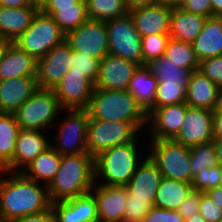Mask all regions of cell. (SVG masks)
Returning <instances> with one entry per match:
<instances>
[{"mask_svg":"<svg viewBox=\"0 0 222 222\" xmlns=\"http://www.w3.org/2000/svg\"><path fill=\"white\" fill-rule=\"evenodd\" d=\"M192 191L191 183L163 177L154 199V207L177 210L180 203Z\"/></svg>","mask_w":222,"mask_h":222,"instance_id":"f546056e","label":"cell"},{"mask_svg":"<svg viewBox=\"0 0 222 222\" xmlns=\"http://www.w3.org/2000/svg\"><path fill=\"white\" fill-rule=\"evenodd\" d=\"M67 113L59 123L58 136H54L56 145L51 147L61 156L87 153L86 133L89 113L86 109H63ZM58 139V140H57Z\"/></svg>","mask_w":222,"mask_h":222,"instance_id":"30bf717a","label":"cell"},{"mask_svg":"<svg viewBox=\"0 0 222 222\" xmlns=\"http://www.w3.org/2000/svg\"><path fill=\"white\" fill-rule=\"evenodd\" d=\"M65 41L73 51H80L101 61L109 54L105 21L88 19L65 34Z\"/></svg>","mask_w":222,"mask_h":222,"instance_id":"8fae6325","label":"cell"},{"mask_svg":"<svg viewBox=\"0 0 222 222\" xmlns=\"http://www.w3.org/2000/svg\"><path fill=\"white\" fill-rule=\"evenodd\" d=\"M91 192L97 202L98 220L102 222H123L127 187L94 183Z\"/></svg>","mask_w":222,"mask_h":222,"instance_id":"ac0fdd59","label":"cell"},{"mask_svg":"<svg viewBox=\"0 0 222 222\" xmlns=\"http://www.w3.org/2000/svg\"><path fill=\"white\" fill-rule=\"evenodd\" d=\"M137 144L134 140L98 154L94 158V183L126 186L140 162L144 160L140 158Z\"/></svg>","mask_w":222,"mask_h":222,"instance_id":"277c9868","label":"cell"},{"mask_svg":"<svg viewBox=\"0 0 222 222\" xmlns=\"http://www.w3.org/2000/svg\"><path fill=\"white\" fill-rule=\"evenodd\" d=\"M198 70L222 89V55L201 60Z\"/></svg>","mask_w":222,"mask_h":222,"instance_id":"b9f144b4","label":"cell"},{"mask_svg":"<svg viewBox=\"0 0 222 222\" xmlns=\"http://www.w3.org/2000/svg\"><path fill=\"white\" fill-rule=\"evenodd\" d=\"M46 0H31L32 4L37 5L39 8L43 5Z\"/></svg>","mask_w":222,"mask_h":222,"instance_id":"91938a15","label":"cell"},{"mask_svg":"<svg viewBox=\"0 0 222 222\" xmlns=\"http://www.w3.org/2000/svg\"><path fill=\"white\" fill-rule=\"evenodd\" d=\"M45 131L20 129L13 160L3 169L9 172H21L35 158L51 146ZM20 170V171H19Z\"/></svg>","mask_w":222,"mask_h":222,"instance_id":"2e32d148","label":"cell"},{"mask_svg":"<svg viewBox=\"0 0 222 222\" xmlns=\"http://www.w3.org/2000/svg\"><path fill=\"white\" fill-rule=\"evenodd\" d=\"M184 0H158V4L169 8H180Z\"/></svg>","mask_w":222,"mask_h":222,"instance_id":"db71d44e","label":"cell"},{"mask_svg":"<svg viewBox=\"0 0 222 222\" xmlns=\"http://www.w3.org/2000/svg\"><path fill=\"white\" fill-rule=\"evenodd\" d=\"M153 207L148 198L133 197L127 190L123 222H143L144 217Z\"/></svg>","mask_w":222,"mask_h":222,"instance_id":"ab89813d","label":"cell"},{"mask_svg":"<svg viewBox=\"0 0 222 222\" xmlns=\"http://www.w3.org/2000/svg\"><path fill=\"white\" fill-rule=\"evenodd\" d=\"M63 112L53 89L38 88L14 113L20 129L45 131L53 127ZM54 122V124H53Z\"/></svg>","mask_w":222,"mask_h":222,"instance_id":"5b68a950","label":"cell"},{"mask_svg":"<svg viewBox=\"0 0 222 222\" xmlns=\"http://www.w3.org/2000/svg\"><path fill=\"white\" fill-rule=\"evenodd\" d=\"M62 156L51 146L35 158L21 173L28 179L49 186L59 170ZM41 180V181H40Z\"/></svg>","mask_w":222,"mask_h":222,"instance_id":"83f0119b","label":"cell"},{"mask_svg":"<svg viewBox=\"0 0 222 222\" xmlns=\"http://www.w3.org/2000/svg\"><path fill=\"white\" fill-rule=\"evenodd\" d=\"M65 40V33L52 16L40 9L30 26L13 43L37 61Z\"/></svg>","mask_w":222,"mask_h":222,"instance_id":"8992f818","label":"cell"},{"mask_svg":"<svg viewBox=\"0 0 222 222\" xmlns=\"http://www.w3.org/2000/svg\"><path fill=\"white\" fill-rule=\"evenodd\" d=\"M125 2L129 11L138 7L158 4V0H125Z\"/></svg>","mask_w":222,"mask_h":222,"instance_id":"f907efd6","label":"cell"},{"mask_svg":"<svg viewBox=\"0 0 222 222\" xmlns=\"http://www.w3.org/2000/svg\"><path fill=\"white\" fill-rule=\"evenodd\" d=\"M157 79L146 65L138 66L130 80L127 91L147 111L154 103Z\"/></svg>","mask_w":222,"mask_h":222,"instance_id":"f1b7e54d","label":"cell"},{"mask_svg":"<svg viewBox=\"0 0 222 222\" xmlns=\"http://www.w3.org/2000/svg\"><path fill=\"white\" fill-rule=\"evenodd\" d=\"M109 53L139 66L143 65L141 36L128 13L123 17L105 21Z\"/></svg>","mask_w":222,"mask_h":222,"instance_id":"9c48e42d","label":"cell"},{"mask_svg":"<svg viewBox=\"0 0 222 222\" xmlns=\"http://www.w3.org/2000/svg\"><path fill=\"white\" fill-rule=\"evenodd\" d=\"M213 113L214 111L186 104L184 122L173 140L188 147L212 141Z\"/></svg>","mask_w":222,"mask_h":222,"instance_id":"4fadbf2b","label":"cell"},{"mask_svg":"<svg viewBox=\"0 0 222 222\" xmlns=\"http://www.w3.org/2000/svg\"><path fill=\"white\" fill-rule=\"evenodd\" d=\"M185 103L214 111L222 105V89L202 72L194 70L188 82Z\"/></svg>","mask_w":222,"mask_h":222,"instance_id":"ffe728a7","label":"cell"},{"mask_svg":"<svg viewBox=\"0 0 222 222\" xmlns=\"http://www.w3.org/2000/svg\"><path fill=\"white\" fill-rule=\"evenodd\" d=\"M214 202L218 204L220 208H222V188H211L205 192Z\"/></svg>","mask_w":222,"mask_h":222,"instance_id":"f5cc1de1","label":"cell"},{"mask_svg":"<svg viewBox=\"0 0 222 222\" xmlns=\"http://www.w3.org/2000/svg\"><path fill=\"white\" fill-rule=\"evenodd\" d=\"M198 211L206 222L222 221V208H220L205 192H200Z\"/></svg>","mask_w":222,"mask_h":222,"instance_id":"7bdbcfd3","label":"cell"},{"mask_svg":"<svg viewBox=\"0 0 222 222\" xmlns=\"http://www.w3.org/2000/svg\"><path fill=\"white\" fill-rule=\"evenodd\" d=\"M185 222H206V221L199 213H196L194 216L185 219Z\"/></svg>","mask_w":222,"mask_h":222,"instance_id":"680465c9","label":"cell"},{"mask_svg":"<svg viewBox=\"0 0 222 222\" xmlns=\"http://www.w3.org/2000/svg\"><path fill=\"white\" fill-rule=\"evenodd\" d=\"M93 185L94 158L88 153L63 155L48 193L53 203L90 192Z\"/></svg>","mask_w":222,"mask_h":222,"instance_id":"7a4b0ae2","label":"cell"},{"mask_svg":"<svg viewBox=\"0 0 222 222\" xmlns=\"http://www.w3.org/2000/svg\"><path fill=\"white\" fill-rule=\"evenodd\" d=\"M191 44L199 62L222 55V16L208 17Z\"/></svg>","mask_w":222,"mask_h":222,"instance_id":"cb8c5ba5","label":"cell"},{"mask_svg":"<svg viewBox=\"0 0 222 222\" xmlns=\"http://www.w3.org/2000/svg\"><path fill=\"white\" fill-rule=\"evenodd\" d=\"M213 140H222V105L213 113Z\"/></svg>","mask_w":222,"mask_h":222,"instance_id":"c3c4849f","label":"cell"},{"mask_svg":"<svg viewBox=\"0 0 222 222\" xmlns=\"http://www.w3.org/2000/svg\"><path fill=\"white\" fill-rule=\"evenodd\" d=\"M8 222H55V217L52 208H49L44 212L27 215Z\"/></svg>","mask_w":222,"mask_h":222,"instance_id":"7dc6e473","label":"cell"},{"mask_svg":"<svg viewBox=\"0 0 222 222\" xmlns=\"http://www.w3.org/2000/svg\"><path fill=\"white\" fill-rule=\"evenodd\" d=\"M139 131L130 122L89 118L86 133L87 153L95 158L98 154L113 146L133 142L139 138Z\"/></svg>","mask_w":222,"mask_h":222,"instance_id":"52a82bcc","label":"cell"},{"mask_svg":"<svg viewBox=\"0 0 222 222\" xmlns=\"http://www.w3.org/2000/svg\"><path fill=\"white\" fill-rule=\"evenodd\" d=\"M185 114L186 103L167 105L154 109L147 116V126H150L152 131L151 141L173 140L180 131Z\"/></svg>","mask_w":222,"mask_h":222,"instance_id":"e0dca14e","label":"cell"},{"mask_svg":"<svg viewBox=\"0 0 222 222\" xmlns=\"http://www.w3.org/2000/svg\"><path fill=\"white\" fill-rule=\"evenodd\" d=\"M141 37L149 34H169L171 8L160 4L134 8L129 11Z\"/></svg>","mask_w":222,"mask_h":222,"instance_id":"7402d4cb","label":"cell"},{"mask_svg":"<svg viewBox=\"0 0 222 222\" xmlns=\"http://www.w3.org/2000/svg\"><path fill=\"white\" fill-rule=\"evenodd\" d=\"M218 165L222 168V140H213Z\"/></svg>","mask_w":222,"mask_h":222,"instance_id":"9f6ffc18","label":"cell"},{"mask_svg":"<svg viewBox=\"0 0 222 222\" xmlns=\"http://www.w3.org/2000/svg\"><path fill=\"white\" fill-rule=\"evenodd\" d=\"M188 85L157 84L153 105L146 111L147 116L156 108L185 103Z\"/></svg>","mask_w":222,"mask_h":222,"instance_id":"8d00e7d4","label":"cell"},{"mask_svg":"<svg viewBox=\"0 0 222 222\" xmlns=\"http://www.w3.org/2000/svg\"><path fill=\"white\" fill-rule=\"evenodd\" d=\"M138 66L132 61L109 53L100 61L94 89L127 90Z\"/></svg>","mask_w":222,"mask_h":222,"instance_id":"5bb4252c","label":"cell"},{"mask_svg":"<svg viewBox=\"0 0 222 222\" xmlns=\"http://www.w3.org/2000/svg\"><path fill=\"white\" fill-rule=\"evenodd\" d=\"M169 34H149L141 37L143 65L165 54Z\"/></svg>","mask_w":222,"mask_h":222,"instance_id":"74e56055","label":"cell"},{"mask_svg":"<svg viewBox=\"0 0 222 222\" xmlns=\"http://www.w3.org/2000/svg\"><path fill=\"white\" fill-rule=\"evenodd\" d=\"M93 90L94 84L87 77L71 69L53 89L62 109H86Z\"/></svg>","mask_w":222,"mask_h":222,"instance_id":"9a60e30c","label":"cell"},{"mask_svg":"<svg viewBox=\"0 0 222 222\" xmlns=\"http://www.w3.org/2000/svg\"><path fill=\"white\" fill-rule=\"evenodd\" d=\"M164 55L179 67L190 69L192 71L198 70L199 68V60L196 57L191 43L170 38L166 45Z\"/></svg>","mask_w":222,"mask_h":222,"instance_id":"e575fe53","label":"cell"},{"mask_svg":"<svg viewBox=\"0 0 222 222\" xmlns=\"http://www.w3.org/2000/svg\"><path fill=\"white\" fill-rule=\"evenodd\" d=\"M189 148L192 179L206 167L210 168L218 165L213 140L198 145H193Z\"/></svg>","mask_w":222,"mask_h":222,"instance_id":"d590c367","label":"cell"},{"mask_svg":"<svg viewBox=\"0 0 222 222\" xmlns=\"http://www.w3.org/2000/svg\"><path fill=\"white\" fill-rule=\"evenodd\" d=\"M91 20L107 21L129 13L125 0H85Z\"/></svg>","mask_w":222,"mask_h":222,"instance_id":"836d02e7","label":"cell"},{"mask_svg":"<svg viewBox=\"0 0 222 222\" xmlns=\"http://www.w3.org/2000/svg\"><path fill=\"white\" fill-rule=\"evenodd\" d=\"M148 155L157 164L163 177L186 183L192 182L190 148L174 140L150 142Z\"/></svg>","mask_w":222,"mask_h":222,"instance_id":"ba28073f","label":"cell"},{"mask_svg":"<svg viewBox=\"0 0 222 222\" xmlns=\"http://www.w3.org/2000/svg\"><path fill=\"white\" fill-rule=\"evenodd\" d=\"M207 18L185 12L181 8H172L169 26L170 38L192 43L200 33Z\"/></svg>","mask_w":222,"mask_h":222,"instance_id":"4316f807","label":"cell"},{"mask_svg":"<svg viewBox=\"0 0 222 222\" xmlns=\"http://www.w3.org/2000/svg\"><path fill=\"white\" fill-rule=\"evenodd\" d=\"M0 174L1 222L38 214L51 208L47 186L42 187L43 184L26 178L21 172L0 170ZM3 174H8L9 177L6 178Z\"/></svg>","mask_w":222,"mask_h":222,"instance_id":"6da1fadb","label":"cell"},{"mask_svg":"<svg viewBox=\"0 0 222 222\" xmlns=\"http://www.w3.org/2000/svg\"><path fill=\"white\" fill-rule=\"evenodd\" d=\"M162 178L163 175L157 164L149 155H146L144 161L142 160L136 168L126 187L133 197L148 198L154 204L156 191Z\"/></svg>","mask_w":222,"mask_h":222,"instance_id":"603a6c76","label":"cell"},{"mask_svg":"<svg viewBox=\"0 0 222 222\" xmlns=\"http://www.w3.org/2000/svg\"><path fill=\"white\" fill-rule=\"evenodd\" d=\"M89 118L133 123L139 130L147 124V113L127 90L94 89L86 108Z\"/></svg>","mask_w":222,"mask_h":222,"instance_id":"3957f363","label":"cell"},{"mask_svg":"<svg viewBox=\"0 0 222 222\" xmlns=\"http://www.w3.org/2000/svg\"><path fill=\"white\" fill-rule=\"evenodd\" d=\"M180 8L188 13H193L205 17L212 16L210 0H184Z\"/></svg>","mask_w":222,"mask_h":222,"instance_id":"bcb514c9","label":"cell"},{"mask_svg":"<svg viewBox=\"0 0 222 222\" xmlns=\"http://www.w3.org/2000/svg\"><path fill=\"white\" fill-rule=\"evenodd\" d=\"M37 65L34 57L11 43L0 61V80L37 76Z\"/></svg>","mask_w":222,"mask_h":222,"instance_id":"484cf974","label":"cell"},{"mask_svg":"<svg viewBox=\"0 0 222 222\" xmlns=\"http://www.w3.org/2000/svg\"><path fill=\"white\" fill-rule=\"evenodd\" d=\"M146 66L156 77L157 84L188 85L191 73L193 72L190 69L177 66L166 58L165 55L150 61Z\"/></svg>","mask_w":222,"mask_h":222,"instance_id":"4dcf8cb0","label":"cell"},{"mask_svg":"<svg viewBox=\"0 0 222 222\" xmlns=\"http://www.w3.org/2000/svg\"><path fill=\"white\" fill-rule=\"evenodd\" d=\"M55 222H98L97 202L90 191L67 200L53 202Z\"/></svg>","mask_w":222,"mask_h":222,"instance_id":"d6986e66","label":"cell"},{"mask_svg":"<svg viewBox=\"0 0 222 222\" xmlns=\"http://www.w3.org/2000/svg\"><path fill=\"white\" fill-rule=\"evenodd\" d=\"M38 10L34 4L19 8L0 6V36L13 43L30 26Z\"/></svg>","mask_w":222,"mask_h":222,"instance_id":"d4e9b609","label":"cell"},{"mask_svg":"<svg viewBox=\"0 0 222 222\" xmlns=\"http://www.w3.org/2000/svg\"><path fill=\"white\" fill-rule=\"evenodd\" d=\"M212 16H222V0H210Z\"/></svg>","mask_w":222,"mask_h":222,"instance_id":"11a10c76","label":"cell"},{"mask_svg":"<svg viewBox=\"0 0 222 222\" xmlns=\"http://www.w3.org/2000/svg\"><path fill=\"white\" fill-rule=\"evenodd\" d=\"M200 202V191H191L187 197L180 203L177 212L187 219L199 213L198 207Z\"/></svg>","mask_w":222,"mask_h":222,"instance_id":"f6af8a7d","label":"cell"},{"mask_svg":"<svg viewBox=\"0 0 222 222\" xmlns=\"http://www.w3.org/2000/svg\"><path fill=\"white\" fill-rule=\"evenodd\" d=\"M80 0H46L40 8L74 7Z\"/></svg>","mask_w":222,"mask_h":222,"instance_id":"681fc988","label":"cell"},{"mask_svg":"<svg viewBox=\"0 0 222 222\" xmlns=\"http://www.w3.org/2000/svg\"><path fill=\"white\" fill-rule=\"evenodd\" d=\"M36 76L0 80V113H15L38 89Z\"/></svg>","mask_w":222,"mask_h":222,"instance_id":"44dd1931","label":"cell"},{"mask_svg":"<svg viewBox=\"0 0 222 222\" xmlns=\"http://www.w3.org/2000/svg\"><path fill=\"white\" fill-rule=\"evenodd\" d=\"M100 61L80 51L72 50V60L70 62L71 72L81 73L95 84Z\"/></svg>","mask_w":222,"mask_h":222,"instance_id":"f35d334b","label":"cell"},{"mask_svg":"<svg viewBox=\"0 0 222 222\" xmlns=\"http://www.w3.org/2000/svg\"><path fill=\"white\" fill-rule=\"evenodd\" d=\"M43 13L52 16L60 29L66 34L87 21L85 0H80L74 7L66 8H39Z\"/></svg>","mask_w":222,"mask_h":222,"instance_id":"d6a6232c","label":"cell"},{"mask_svg":"<svg viewBox=\"0 0 222 222\" xmlns=\"http://www.w3.org/2000/svg\"><path fill=\"white\" fill-rule=\"evenodd\" d=\"M143 222H185L177 210L152 207L144 217Z\"/></svg>","mask_w":222,"mask_h":222,"instance_id":"ee69618b","label":"cell"},{"mask_svg":"<svg viewBox=\"0 0 222 222\" xmlns=\"http://www.w3.org/2000/svg\"><path fill=\"white\" fill-rule=\"evenodd\" d=\"M72 49L64 40L38 60L37 85L39 88L54 89L70 68Z\"/></svg>","mask_w":222,"mask_h":222,"instance_id":"7c38bea8","label":"cell"},{"mask_svg":"<svg viewBox=\"0 0 222 222\" xmlns=\"http://www.w3.org/2000/svg\"><path fill=\"white\" fill-rule=\"evenodd\" d=\"M222 180V168L206 167L193 177L191 186L193 191L206 192L208 189L217 188Z\"/></svg>","mask_w":222,"mask_h":222,"instance_id":"60d3db41","label":"cell"},{"mask_svg":"<svg viewBox=\"0 0 222 222\" xmlns=\"http://www.w3.org/2000/svg\"><path fill=\"white\" fill-rule=\"evenodd\" d=\"M31 4V0H0L1 7L19 8L30 6Z\"/></svg>","mask_w":222,"mask_h":222,"instance_id":"816d5d0a","label":"cell"},{"mask_svg":"<svg viewBox=\"0 0 222 222\" xmlns=\"http://www.w3.org/2000/svg\"><path fill=\"white\" fill-rule=\"evenodd\" d=\"M12 42L9 41L8 39L0 36V61L2 60L7 48L9 47V45L11 44Z\"/></svg>","mask_w":222,"mask_h":222,"instance_id":"6f0895ef","label":"cell"},{"mask_svg":"<svg viewBox=\"0 0 222 222\" xmlns=\"http://www.w3.org/2000/svg\"><path fill=\"white\" fill-rule=\"evenodd\" d=\"M20 126L13 113H0V170L12 160Z\"/></svg>","mask_w":222,"mask_h":222,"instance_id":"1f68e13d","label":"cell"}]
</instances>
